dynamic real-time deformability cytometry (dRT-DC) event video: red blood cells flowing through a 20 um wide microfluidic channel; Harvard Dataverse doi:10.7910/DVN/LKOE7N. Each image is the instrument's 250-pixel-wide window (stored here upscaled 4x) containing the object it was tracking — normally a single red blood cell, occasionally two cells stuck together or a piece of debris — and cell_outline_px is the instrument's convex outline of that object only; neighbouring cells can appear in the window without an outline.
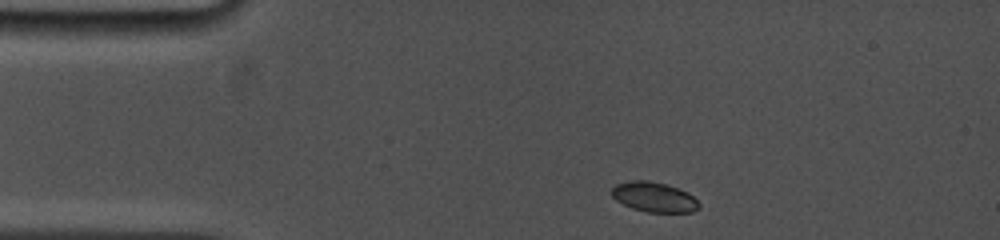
{"species": "common noctule bat (a hibernating species)", "species_latin": "Nyctalus noctula", "temperature_condition": "cold", "stored_images_in_passage": 43, "camera_frame_rate_fps": 5000, "um_per_image_px": 0.085, "animal": {"sex": "female", "body_mass_g": 19.0, "forearm_length_mm": 53.3}, "frame": {"image": 1, "passage_image": 1, "time_ms": 0.0, "image_size_px": [1000, 240], "cell_outline_px": [[700, 208], [692, 212], [648, 212], [632, 208], [616, 200], [612, 196], [612, 188], [616, 184], [628, 180], [648, 180], [668, 184], [688, 192], [700, 204]], "centroid_in_image_um": [55.6, 16.73], "position_along_channel_um": 29.4, "area_um2": 15.32}}
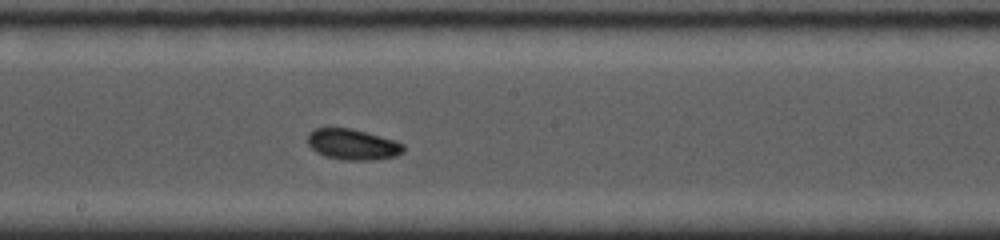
{"frame": {"image": 2, "passage_image": 25, "time_ms": 6.2, "image_size_px": [1000, 240], "cell_outline_px": [[404, 152], [396, 156], [372, 160], [348, 160], [324, 156], [316, 152], [308, 144], [308, 132], [312, 128], [352, 128], [396, 140], [404, 144]], "centroid_in_image_um": [29.98, 12.26], "position_along_channel_um": 218.2, "area_um2": 17.34}}
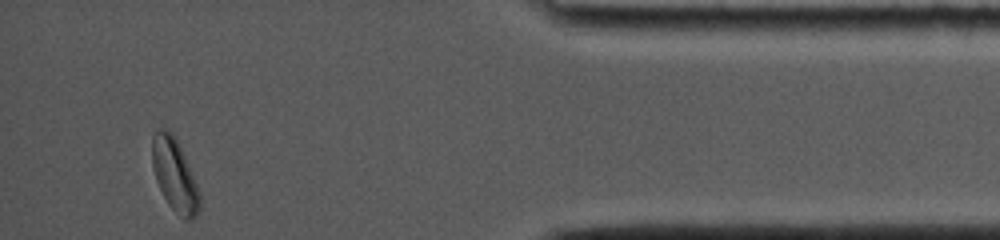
{"frame": {"image": 3, "passage_image": 43, "time_ms": 12.4, "image_size_px": [1000, 240], "cell_outline_px": [[200, 208], [196, 216], [192, 220], [184, 220], [168, 204], [156, 180], [152, 168], [152, 136], [160, 128], [164, 128], [172, 132], [176, 136], [200, 192]], "centroid_in_image_um": [14.85, 14.87], "position_along_channel_um": 420.4, "area_um2": 20.17}, "authors_computed_cell_mechanics": {"area_um2": 17.1088, "velocity_mm_per_s": 3.814, "shape_relaxation_time_tau1_ms": 5.9494, "shape_relaxation_time_tau2_ms": 7.1574, "deformation_change_tau1": 0.1396, "deformation_change_tau2": 0.1251}}